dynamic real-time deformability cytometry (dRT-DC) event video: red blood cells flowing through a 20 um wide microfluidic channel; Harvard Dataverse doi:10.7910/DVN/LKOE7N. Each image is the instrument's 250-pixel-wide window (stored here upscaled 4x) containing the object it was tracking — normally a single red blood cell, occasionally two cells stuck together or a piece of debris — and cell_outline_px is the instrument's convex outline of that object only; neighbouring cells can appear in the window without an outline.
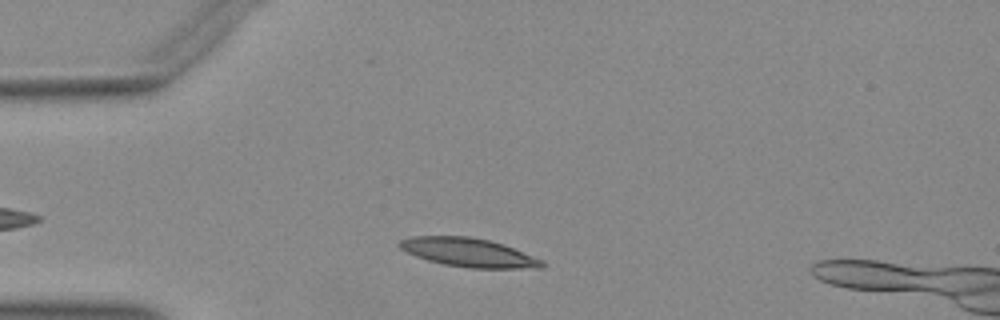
{"species": "Egyptian fruit bat (a non-hibernating species)", "species_latin": "Rousettus aegyptiacus", "temperature_condition": "warm", "stored_images_in_passage": 34, "camera_frame_rate_fps": 3000, "um_per_image_px": 0.085, "animal": {"sex": "female"}, "frame": {"image": 1, "passage_image": 6, "time_ms": 1.667, "image_size_px": [1000, 320], "cell_outline_px": [[544, 268], [468, 268], [444, 264], [428, 260], [416, 256], [400, 248], [396, 244], [400, 240], [412, 236], [468, 236], [488, 240], [504, 244], [544, 260]], "centroid_in_image_um": [39.85, 21.46], "position_along_channel_um": 45.2, "area_um2": 23.87}}
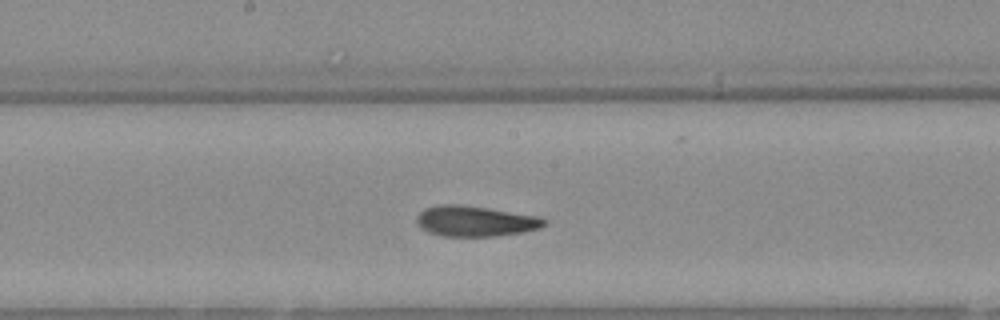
{"frame": {"image": 2, "passage_image": 20, "time_ms": 6.333, "image_size_px": [1000, 320], "cell_outline_px": [[548, 220], [540, 228], [524, 232], [492, 236], [440, 236], [428, 232], [420, 228], [416, 220], [416, 216], [424, 208], [440, 204], [460, 204], [540, 216]], "centroid_in_image_um": [40.38, 18.79], "position_along_channel_um": 207.8, "area_um2": 22.83}}
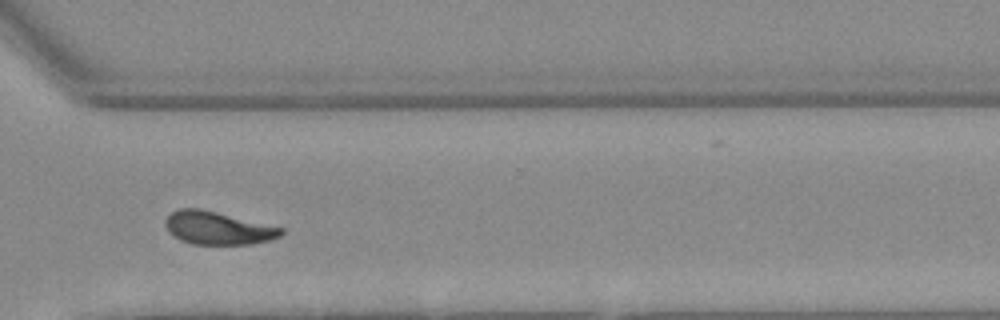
{"frame": {"image": 3, "passage_image": 31, "time_ms": 10.0, "image_size_px": [1000, 320], "cell_outline_px": [[284, 232], [280, 236], [272, 240], [252, 244], [192, 244], [180, 240], [172, 236], [168, 232], [164, 224], [164, 220], [172, 212], [180, 208], [200, 208], [284, 228]], "centroid_in_image_um": [18.5, 19.39], "position_along_channel_um": 352.1, "area_um2": 22.37}}